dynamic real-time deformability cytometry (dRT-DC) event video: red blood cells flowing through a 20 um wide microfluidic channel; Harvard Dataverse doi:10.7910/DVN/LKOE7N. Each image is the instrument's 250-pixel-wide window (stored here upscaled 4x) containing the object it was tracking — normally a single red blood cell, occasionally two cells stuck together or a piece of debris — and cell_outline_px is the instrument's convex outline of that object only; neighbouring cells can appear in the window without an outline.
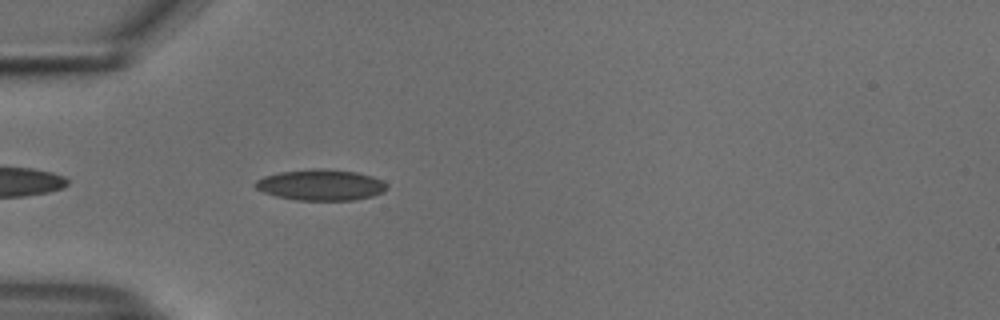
{"species": "common noctule bat (a hibernating species)", "species_latin": "Nyctalus noctula", "temperature_condition": "cold", "stored_images_in_passage": 40, "camera_frame_rate_fps": 3000, "um_per_image_px": 0.085, "animal": {"sex": "male", "body_mass_g": 18.8}, "frame": {"image": 1, "passage_image": 3, "time_ms": 0.667, "image_size_px": [1000, 320], "cell_outline_px": [[388, 188], [384, 192], [372, 196], [352, 200], [296, 200], [276, 196], [264, 192], [256, 188], [252, 184], [256, 180], [264, 176], [280, 172], [312, 168], [324, 168], [356, 172], [372, 176], [384, 180], [388, 184]], "centroid_in_image_um": [27.29, 15.71], "position_along_channel_um": 57.7, "area_um2": 23.99}}
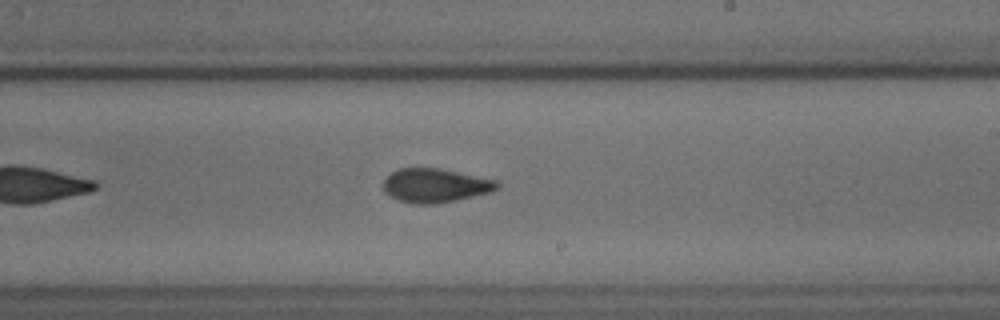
{"frame": {"image": 2, "passage_image": 19, "time_ms": 6.0, "image_size_px": [1000, 320], "cell_outline_px": [[500, 188], [492, 192], [456, 200], [436, 204], [412, 204], [388, 196], [384, 192], [384, 180], [392, 172], [400, 168], [440, 168], [496, 180], [500, 184]], "centroid_in_image_um": [37.01, 15.77], "position_along_channel_um": 252.0, "area_um2": 22.6}}
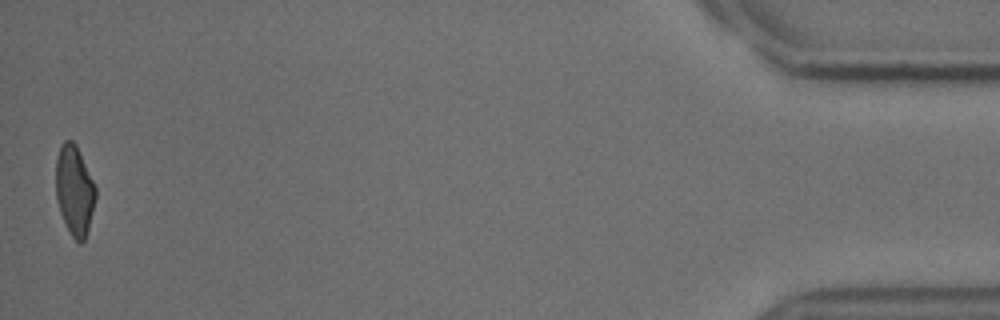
{"frame": {"image": 3, "passage_image": 40, "time_ms": 13.0, "image_size_px": [1000, 320], "cell_outline_px": [[96, 196], [88, 228], [84, 240], [80, 244], [72, 236], [60, 212], [56, 200], [56, 160], [60, 144], [64, 140], [72, 140], [76, 144], [96, 188]], "centroid_in_image_um": [6.31, 16.15], "position_along_channel_um": 428.9, "area_um2": 20.58}, "authors_computed_cell_mechanics": {"area_um2": 22.2241, "velocity_mm_per_s": 3.7464, "shape_relaxation_time_tau1_ms": 6.8545, "shape_relaxation_time_tau2_ms": 1.445, "deformation_change_tau1": 0.1522, "deformation_change_tau2": 0.0623}}